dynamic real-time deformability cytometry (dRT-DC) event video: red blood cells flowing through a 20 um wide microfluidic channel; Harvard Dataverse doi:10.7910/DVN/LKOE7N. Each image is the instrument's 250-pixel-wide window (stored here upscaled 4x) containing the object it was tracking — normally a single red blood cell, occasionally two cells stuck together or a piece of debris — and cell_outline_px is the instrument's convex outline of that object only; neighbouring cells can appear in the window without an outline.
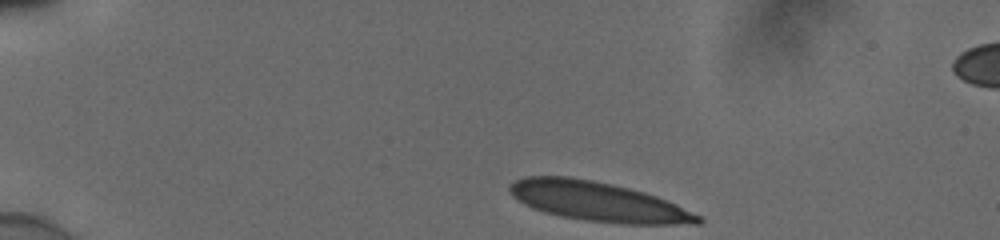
{"species": "human", "species_latin": "Homo sapiens", "temperature_condition": "cold", "stored_images_in_passage": 39, "camera_frame_rate_fps": 3000, "um_per_image_px": 0.085, "donor": {"sex": "male"}, "frame": {"image": 1, "passage_image": 1, "time_ms": 0.0, "image_size_px": [1000, 240], "cell_outline_px": [[704, 220], [700, 224], [628, 224], [584, 220], [560, 216], [544, 212], [532, 208], [516, 200], [508, 192], [508, 184], [524, 176], [568, 176], [592, 180], [612, 184], [644, 192], [656, 196], [676, 204], [700, 216]], "centroid_in_image_um": [50.78, 17.13], "position_along_channel_um": 34.2, "area_um2": 43.35}}
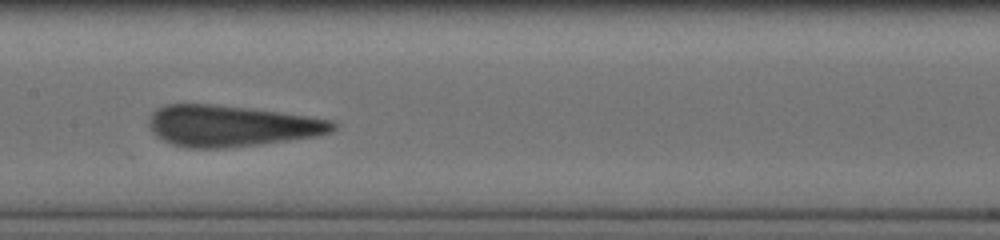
{"frame": {"image": 2, "passage_image": 19, "time_ms": 6.0, "image_size_px": [1000, 240], "cell_outline_px": [[336, 128], [332, 132], [316, 136], [260, 144], [224, 148], [188, 148], [172, 144], [156, 136], [152, 132], [148, 124], [148, 116], [156, 108], [168, 104], [216, 104], [276, 112], [332, 120], [336, 124]], "centroid_in_image_um": [19.6, 10.7], "position_along_channel_um": 187.8, "area_um2": 43.99}}
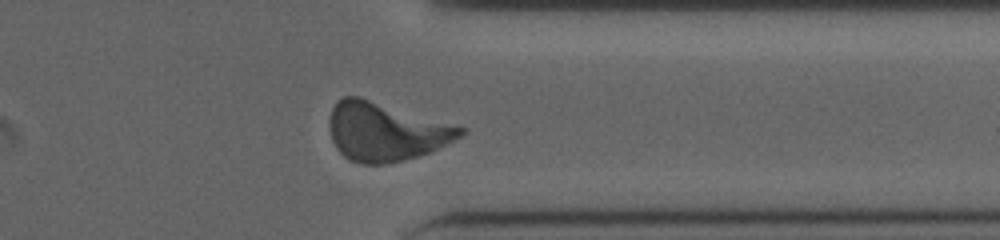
{"frame": {"image": 3, "passage_image": 34, "time_ms": 11.0, "image_size_px": [1000, 240], "cell_outline_px": [[468, 128], [460, 136], [432, 152], [404, 160], [384, 164], [360, 164], [348, 160], [336, 148], [332, 140], [328, 124], [328, 120], [332, 108], [336, 100], [344, 96], [360, 96]], "centroid_in_image_um": [32.76, 11.18], "position_along_channel_um": 378.6, "area_um2": 45.08}, "authors_computed_cell_mechanics": {"area_um2": 43.5812, "velocity_mm_per_s": 3.8394, "shape_relaxation_time_tau1_ms": 8.5096, "shape_relaxation_time_tau2_ms": 0.9673, "deformation_change_tau1": 0.2625, "deformation_change_tau2": 0.0529}}